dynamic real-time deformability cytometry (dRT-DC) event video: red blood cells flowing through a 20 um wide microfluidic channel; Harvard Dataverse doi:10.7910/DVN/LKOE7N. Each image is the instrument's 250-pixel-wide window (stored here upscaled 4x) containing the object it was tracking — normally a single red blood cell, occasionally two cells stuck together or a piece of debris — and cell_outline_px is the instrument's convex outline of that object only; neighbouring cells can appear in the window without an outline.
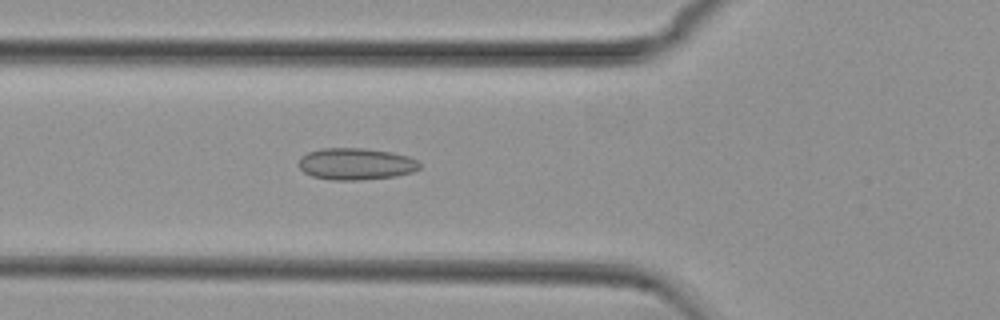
{"species": "common noctule bat (a hibernating species)", "species_latin": "Nyctalus noctula", "temperature_condition": "cold", "stored_images_in_passage": 55, "camera_frame_rate_fps": 3000, "um_per_image_px": 0.085, "animal": {"sex": "female", "body_mass_g": 29.2, "forearm_length_mm": 56.3}, "frame": {"image": 1, "passage_image": 20, "time_ms": 6.333, "image_size_px": [1000, 320], "cell_outline_px": [[420, 168], [412, 172], [396, 176], [360, 180], [332, 180], [312, 176], [304, 172], [300, 168], [300, 160], [308, 152], [320, 148], [364, 148], [392, 152], [408, 156], [416, 160], [420, 164]], "centroid_in_image_um": [30.27, 13.93], "position_along_channel_um": 95.5, "area_um2": 22.31}}
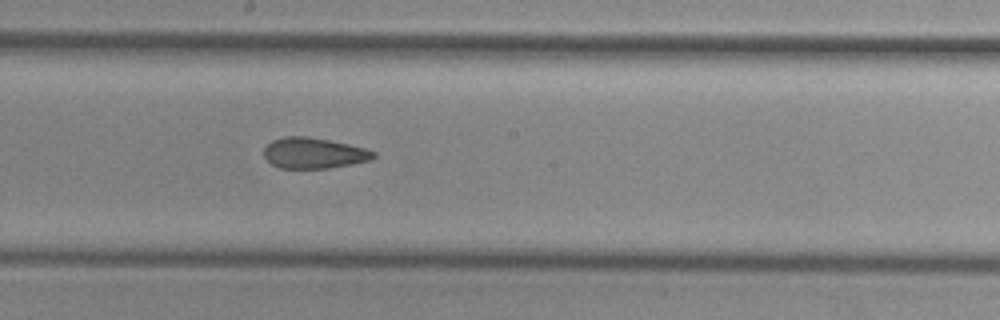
{"frame": {"image": 2, "passage_image": 30, "time_ms": 9.667, "image_size_px": [1000, 320], "cell_outline_px": [[376, 156], [372, 160], [352, 164], [328, 168], [280, 168], [272, 164], [264, 156], [264, 148], [272, 140], [284, 136], [308, 136], [348, 144], [364, 148], [376, 152]], "centroid_in_image_um": [26.68, 13.01], "position_along_channel_um": 221.5, "area_um2": 19.65}}
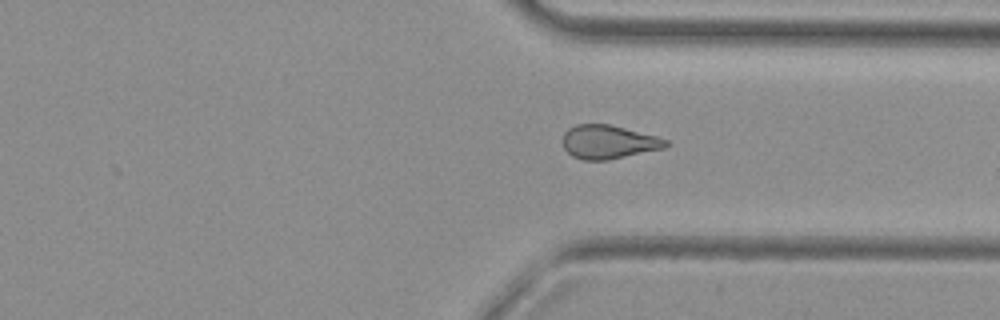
{"frame": {"image": 3, "passage_image": 41, "time_ms": 13.333, "image_size_px": [1000, 320], "cell_outline_px": [[668, 144], [664, 148], [608, 160], [584, 160], [572, 156], [564, 148], [564, 132], [568, 128], [576, 124], [608, 124], [656, 136], [668, 140]], "centroid_in_image_um": [51.7, 12.07], "position_along_channel_um": 359.7, "area_um2": 20.0}, "authors_computed_cell_mechanics": {"area_um2": 21.3282, "velocity_mm_per_s": 3.7676, "shape_relaxation_time_tau1_ms": null, "shape_relaxation_time_tau2_ms": 4.4066, "deformation_change_tau1": null, "deformation_change_tau2": 0.1066}}